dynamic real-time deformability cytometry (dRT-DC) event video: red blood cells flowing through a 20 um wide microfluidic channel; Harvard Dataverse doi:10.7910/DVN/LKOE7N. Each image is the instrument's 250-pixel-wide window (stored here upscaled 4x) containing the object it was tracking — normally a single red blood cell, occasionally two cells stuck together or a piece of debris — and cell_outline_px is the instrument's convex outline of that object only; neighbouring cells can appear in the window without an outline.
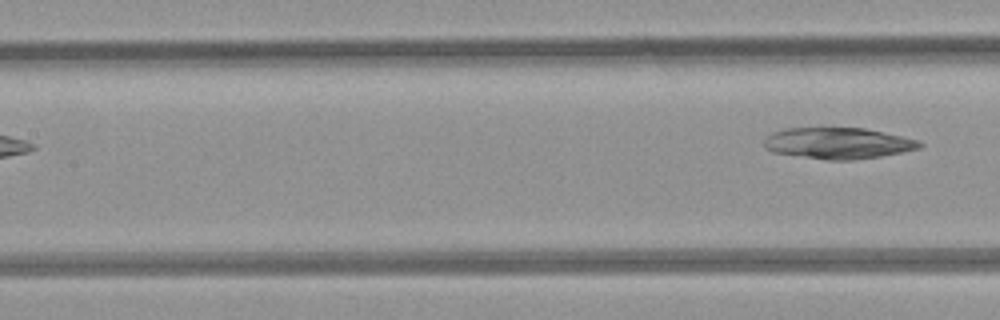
{"species": "common noctule bat (a hibernating species)", "species_latin": "Nyctalus noctula", "temperature_condition": "room temperature", "stored_images_in_passage": 9, "segment_of_instrument_passage": [2, 2], "camera_frame_rate_fps": 3000, "um_per_image_px": 0.085, "animal": {"sex": "female", "body_mass_g": 21.9}, "frame": {"image": 1, "passage_image": 9, "time_ms": 10.333, "image_size_px": [1000, 320], "cell_outline_px": [[924, 144], [920, 148], [880, 156], [852, 160], [824, 160], [772, 152], [764, 148], [764, 140], [772, 132], [788, 128], [864, 128], [920, 140]], "centroid_in_image_um": [71.22, 12.18], "position_along_channel_um": 136.2, "area_um2": 28.26}}